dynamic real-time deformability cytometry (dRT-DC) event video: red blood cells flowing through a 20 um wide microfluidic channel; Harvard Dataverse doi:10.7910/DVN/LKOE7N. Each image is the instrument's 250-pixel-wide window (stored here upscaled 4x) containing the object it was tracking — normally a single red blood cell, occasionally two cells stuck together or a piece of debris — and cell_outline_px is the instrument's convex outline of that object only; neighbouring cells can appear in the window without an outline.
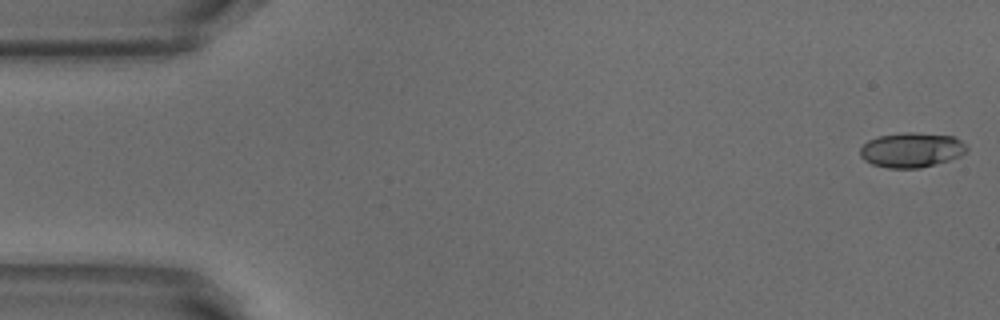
{"species": "common noctule bat (a hibernating species)", "species_latin": "Nyctalus noctula", "temperature_condition": "warm", "stored_images_in_passage": 52, "camera_frame_rate_fps": 3000, "um_per_image_px": 0.085, "animal": {"sex": "male", "body_mass_g": 18.8}, "frame": {"image": 1, "passage_image": 1, "time_ms": 0.0, "image_size_px": [1000, 320], "cell_outline_px": [[968, 148], [960, 156], [948, 160], [920, 168], [888, 168], [872, 164], [864, 160], [860, 156], [860, 148], [868, 140], [880, 136], [904, 132], [912, 132], [952, 136], [960, 140]], "centroid_in_image_um": [77.45, 12.75], "position_along_channel_um": 7.6, "area_um2": 21.44}}
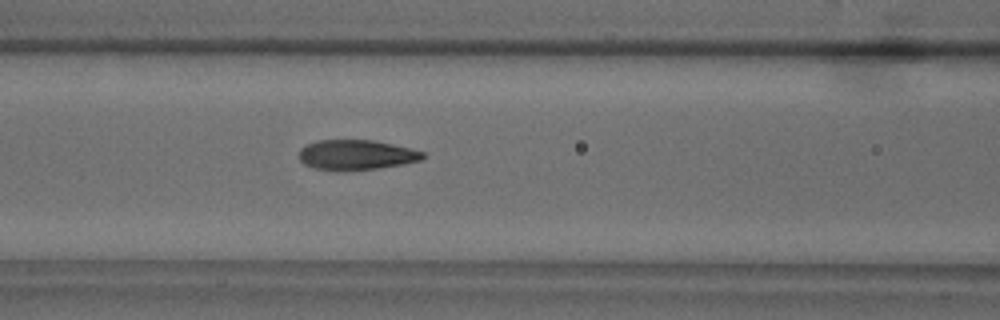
{"frame": {"image": 2, "passage_image": 21, "time_ms": 6.667, "image_size_px": [1000, 320], "cell_outline_px": [[424, 156], [420, 160], [404, 164], [380, 168], [348, 172], [312, 168], [304, 164], [300, 160], [300, 148], [316, 140], [372, 140], [408, 148], [424, 152]], "centroid_in_image_um": [30.24, 13.19], "position_along_channel_um": 136.4, "area_um2": 21.79}}
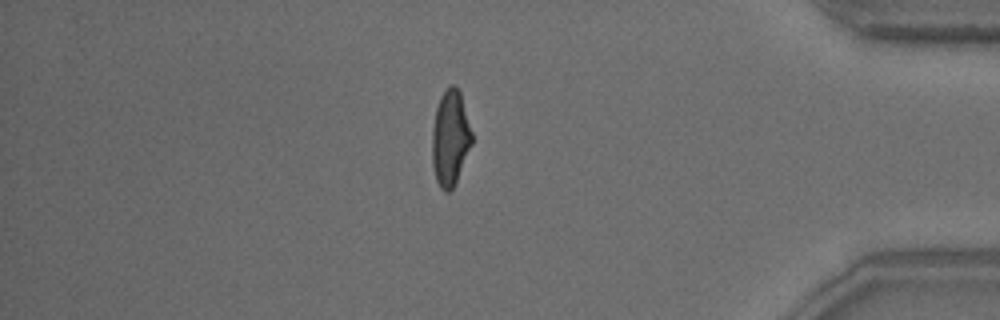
{"frame": {"image": 3, "passage_image": 44, "time_ms": 14.333, "image_size_px": [1000, 320], "cell_outline_px": [[472, 144], [456, 180], [452, 188], [448, 192], [444, 192], [440, 188], [436, 180], [432, 164], [432, 128], [436, 108], [440, 96], [452, 84], [456, 84], [460, 92], [472, 132]], "centroid_in_image_um": [38.26, 11.73], "position_along_channel_um": 396.9, "area_um2": 22.02}}